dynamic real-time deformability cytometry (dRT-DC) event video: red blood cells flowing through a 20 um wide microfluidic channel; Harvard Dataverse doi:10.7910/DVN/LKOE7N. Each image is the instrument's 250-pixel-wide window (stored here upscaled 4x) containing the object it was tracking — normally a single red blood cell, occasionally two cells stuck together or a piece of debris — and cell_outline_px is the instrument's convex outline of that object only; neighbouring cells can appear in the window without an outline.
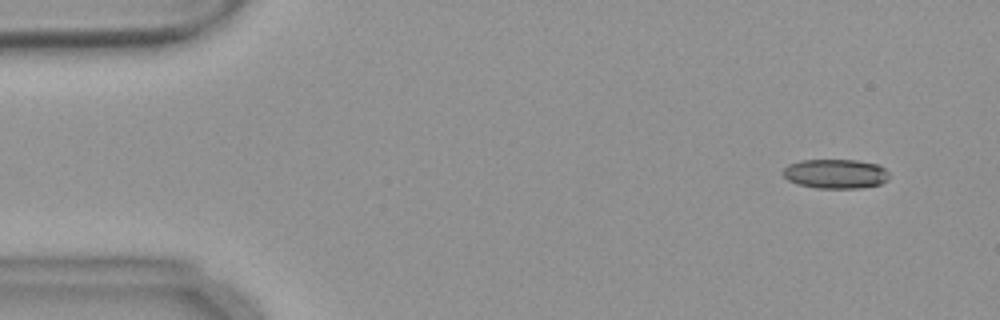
{"species": "common noctule bat (a hibernating species)", "species_latin": "Nyctalus noctula", "temperature_condition": "warm", "stored_images_in_passage": 55, "camera_frame_rate_fps": 3000, "um_per_image_px": 0.085, "animal": {"sex": "female", "body_mass_g": 18.4}, "frame": {"image": 1, "passage_image": 4, "time_ms": 1.0, "image_size_px": [1000, 320], "cell_outline_px": [[888, 180], [880, 184], [860, 188], [816, 188], [800, 184], [788, 180], [780, 172], [788, 164], [800, 160], [856, 160], [876, 164], [884, 168], [888, 172]], "centroid_in_image_um": [71.0, 14.77], "position_along_channel_um": 14.0, "area_um2": 18.21}}
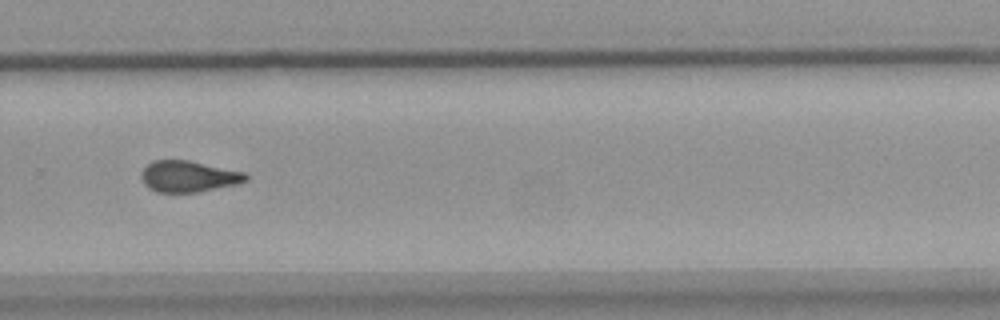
{"frame": {"image": 2, "passage_image": 37, "time_ms": 12.0, "image_size_px": [1000, 320], "cell_outline_px": [[248, 180], [240, 184], [200, 192], [156, 192], [148, 188], [144, 184], [140, 176], [140, 172], [152, 160], [188, 160], [244, 172], [248, 176]], "centroid_in_image_um": [16.02, 15.0], "position_along_channel_um": 313.8, "area_um2": 19.25}}
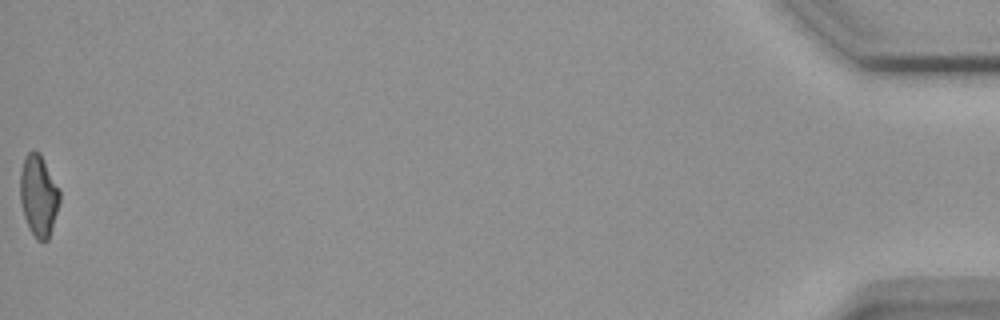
{"frame": {"image": 3, "passage_image": 55, "time_ms": 18.0, "image_size_px": [1000, 320], "cell_outline_px": [[60, 200], [48, 240], [36, 240], [28, 228], [24, 216], [20, 200], [20, 172], [24, 156], [28, 152], [40, 152], [60, 192]], "centroid_in_image_um": [3.26, 16.63], "position_along_channel_um": 431.9, "area_um2": 18.61}, "authors_computed_cell_mechanics": {"area_um2": 19.3052, "velocity_mm_per_s": 3.6831, "shape_relaxation_time_tau1_ms": null, "shape_relaxation_time_tau2_ms": 2.5368, "deformation_change_tau1": null, "deformation_change_tau2": 0.1022}}